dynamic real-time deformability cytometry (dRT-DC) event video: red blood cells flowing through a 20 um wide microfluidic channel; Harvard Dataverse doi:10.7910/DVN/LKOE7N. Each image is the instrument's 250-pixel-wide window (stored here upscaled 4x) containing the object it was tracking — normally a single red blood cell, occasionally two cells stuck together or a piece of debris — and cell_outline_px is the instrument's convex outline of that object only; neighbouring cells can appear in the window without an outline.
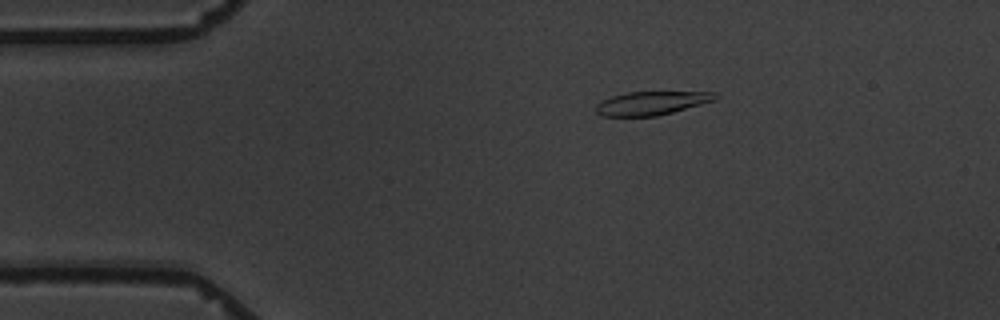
{"species": "common noctule bat (a hibernating species)", "species_latin": "Nyctalus noctula", "temperature_condition": "warm", "stored_images_in_passage": 8, "camera_frame_rate_fps": 3000, "um_per_image_px": 0.085, "animal": {"sex": "male", "body_mass_g": 19.5, "forearm_length_mm": 54.6}, "frame": {"image": 1, "passage_image": 3, "time_ms": 2.333, "image_size_px": [1000, 320], "cell_outline_px": [[720, 96], [716, 100], [672, 112], [656, 116], [600, 116], [596, 112], [596, 104], [612, 96], [628, 92], [716, 92]], "centroid_in_image_um": [55.4, 8.76], "position_along_channel_um": 29.6, "area_um2": 16.3}}
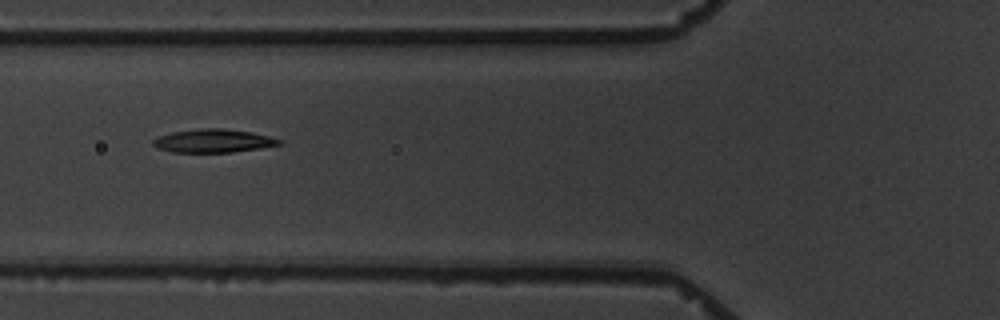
{"frame": {"image": 2, "passage_image": 6, "time_ms": 6.0, "image_size_px": [1000, 320], "cell_outline_px": [[284, 144], [260, 148], [232, 152], [172, 152], [160, 148], [152, 144], [152, 140], [156, 136], [172, 132], [200, 128], [220, 128], [252, 132], [284, 140]], "centroid_in_image_um": [18.15, 11.96], "position_along_channel_um": 107.6, "area_um2": 17.22}}
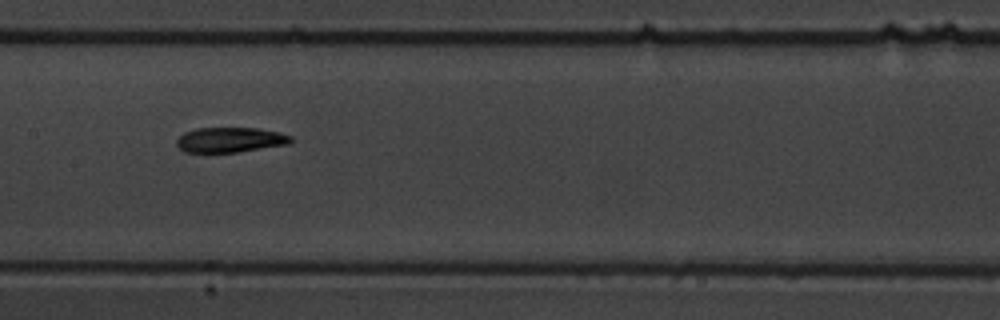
{"frame": {"image": 3, "passage_image": 8, "time_ms": 8.333, "image_size_px": [1000, 320], "cell_outline_px": [[292, 140], [288, 144], [236, 152], [184, 152], [176, 144], [176, 140], [184, 132], [196, 128], [256, 128], [280, 132], [292, 136]], "centroid_in_image_um": [19.55, 11.88], "position_along_channel_um": 187.8, "area_um2": 16.59}}